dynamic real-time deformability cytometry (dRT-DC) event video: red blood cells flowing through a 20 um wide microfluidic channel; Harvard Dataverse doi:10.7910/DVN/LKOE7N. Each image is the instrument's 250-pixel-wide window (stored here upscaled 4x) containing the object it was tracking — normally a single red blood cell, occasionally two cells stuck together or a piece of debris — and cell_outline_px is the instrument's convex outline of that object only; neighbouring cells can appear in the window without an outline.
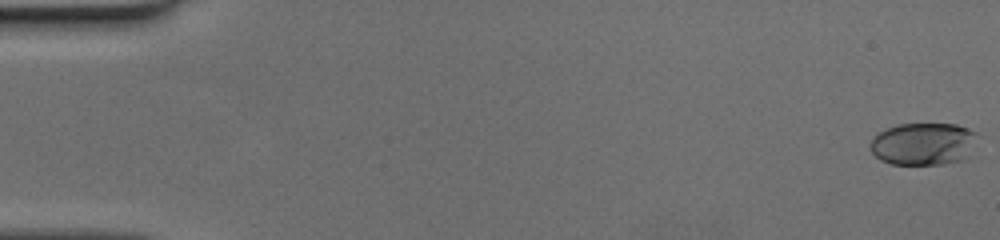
{"species": "human", "species_latin": "Homo sapiens", "temperature_condition": "cold", "stored_images_in_passage": 51, "camera_frame_rate_fps": 3000, "um_per_image_px": 0.085, "donor": {"sex": "female"}, "frame": {"image": 1, "passage_image": 1, "time_ms": 0.0, "image_size_px": [1000, 240], "cell_outline_px": [[976, 132], [964, 160], [944, 164], [892, 164], [880, 160], [872, 152], [872, 136], [876, 132], [900, 124], [956, 124], [968, 128]], "centroid_in_image_um": [78.42, 12.22], "position_along_channel_um": 6.6, "area_um2": 26.07}}
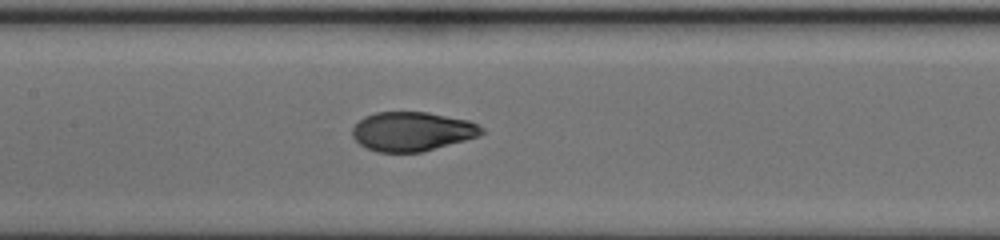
{"frame": {"image": 2, "passage_image": 26, "time_ms": 8.333, "image_size_px": [1000, 240], "cell_outline_px": [[484, 132], [480, 136], [420, 152], [376, 152], [360, 144], [352, 136], [352, 128], [364, 116], [376, 112], [428, 112], [468, 120], [484, 128]], "centroid_in_image_um": [35.03, 11.16], "position_along_channel_um": 172.4, "area_um2": 29.42}}
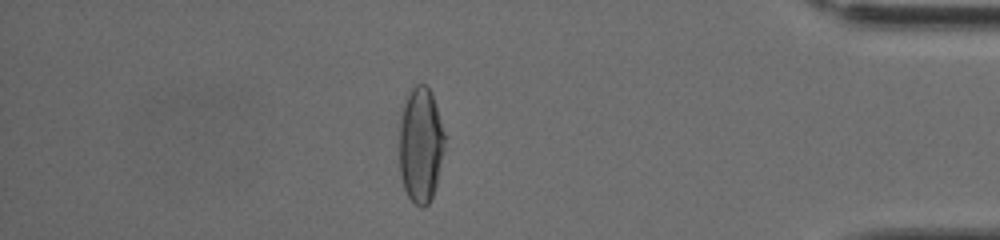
{"frame": {"image": 3, "passage_image": 45, "time_ms": 14.667, "image_size_px": [1000, 240], "cell_outline_px": [[448, 136], [436, 184], [432, 196], [428, 204], [424, 208], [420, 208], [408, 196], [404, 188], [400, 172], [400, 120], [404, 104], [408, 92], [412, 84], [428, 84], [432, 92]], "centroid_in_image_um": [35.8, 12.25], "position_along_channel_um": 399.4, "area_um2": 31.33}}